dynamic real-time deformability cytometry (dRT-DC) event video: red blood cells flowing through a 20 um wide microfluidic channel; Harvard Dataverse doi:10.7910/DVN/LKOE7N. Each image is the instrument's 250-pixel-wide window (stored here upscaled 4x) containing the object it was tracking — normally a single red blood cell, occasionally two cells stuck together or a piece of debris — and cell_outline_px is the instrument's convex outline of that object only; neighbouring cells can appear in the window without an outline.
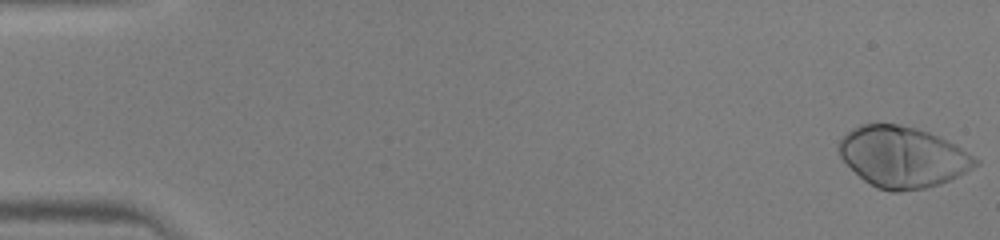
{"species": "human", "species_latin": "Homo sapiens", "temperature_condition": "warm", "stored_images_in_passage": 46, "camera_frame_rate_fps": 3000, "um_per_image_px": 0.085, "donor": {"sex": "male"}, "frame": {"image": 1, "passage_image": 1, "time_ms": 0.0, "image_size_px": [1000, 240], "cell_outline_px": [[980, 164], [940, 184], [924, 188], [900, 192], [892, 192], [876, 188], [864, 180], [840, 156], [840, 140], [852, 128], [860, 124], [900, 124], [916, 128], [928, 132], [956, 144], [980, 160]], "centroid_in_image_um": [76.75, 13.34], "position_along_channel_um": 8.3, "area_um2": 48.03}}
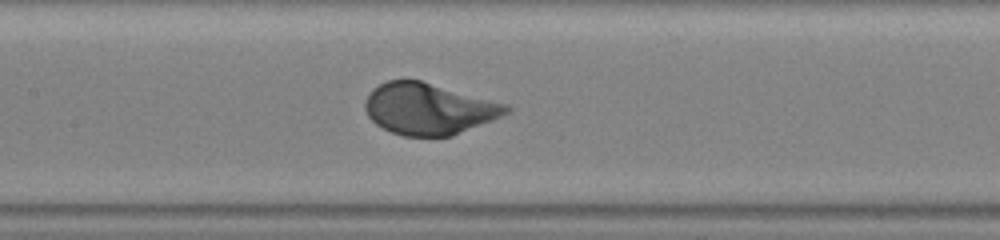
{"frame": {"image": 2, "passage_image": 23, "time_ms": 7.333, "image_size_px": [1000, 240], "cell_outline_px": [[512, 112], [452, 136], [404, 136], [392, 132], [376, 124], [368, 116], [364, 108], [364, 104], [372, 88], [388, 80], [420, 80], [508, 104], [512, 108]], "centroid_in_image_um": [36.46, 9.25], "position_along_channel_um": 170.9, "area_um2": 42.19}}
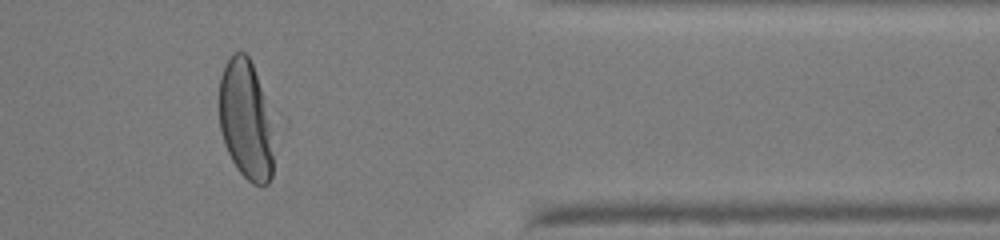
{"frame": {"image": 3, "passage_image": 39, "time_ms": 12.667, "image_size_px": [1000, 240], "cell_outline_px": [[288, 128], [272, 176], [268, 184], [252, 184], [236, 168], [224, 144], [220, 132], [220, 76], [224, 64], [236, 52], [244, 52], [248, 56], [288, 120]], "centroid_in_image_um": [21.27, 10.21], "position_along_channel_um": 390.1, "area_um2": 44.85}}